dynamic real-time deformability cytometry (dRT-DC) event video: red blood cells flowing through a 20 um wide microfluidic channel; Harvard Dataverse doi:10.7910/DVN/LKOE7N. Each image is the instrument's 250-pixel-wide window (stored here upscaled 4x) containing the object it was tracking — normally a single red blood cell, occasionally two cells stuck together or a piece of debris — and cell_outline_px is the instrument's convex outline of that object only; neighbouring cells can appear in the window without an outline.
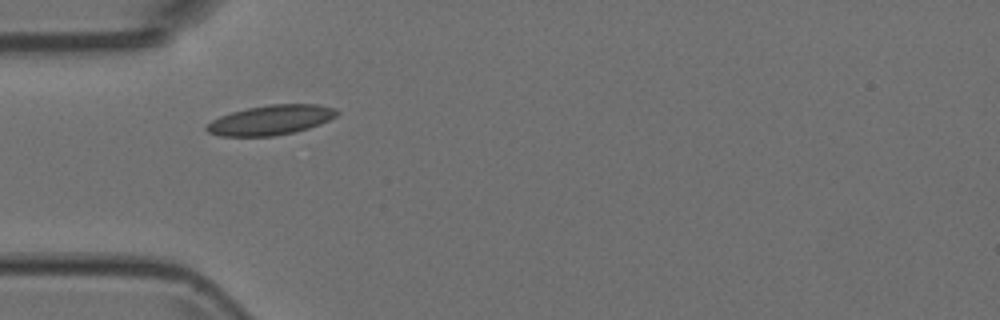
{"species": "Egyptian fruit bat (a non-hibernating species)", "species_latin": "Rousettus aegyptiacus", "temperature_condition": "room temperature", "stored_images_in_passage": 2, "camera_frame_rate_fps": 3000, "um_per_image_px": 0.085, "animal": {"sex": "female"}, "frame": {"image": 1, "passage_image": 2, "time_ms": 0.333, "image_size_px": [1000, 320], "cell_outline_px": [[340, 112], [336, 116], [320, 124], [308, 128], [292, 132], [272, 136], [220, 136], [208, 132], [204, 128], [204, 124], [220, 116], [232, 112], [248, 108], [268, 104], [316, 104], [336, 108]], "centroid_in_image_um": [22.99, 10.19], "position_along_channel_um": 62.0, "area_um2": 22.6}}